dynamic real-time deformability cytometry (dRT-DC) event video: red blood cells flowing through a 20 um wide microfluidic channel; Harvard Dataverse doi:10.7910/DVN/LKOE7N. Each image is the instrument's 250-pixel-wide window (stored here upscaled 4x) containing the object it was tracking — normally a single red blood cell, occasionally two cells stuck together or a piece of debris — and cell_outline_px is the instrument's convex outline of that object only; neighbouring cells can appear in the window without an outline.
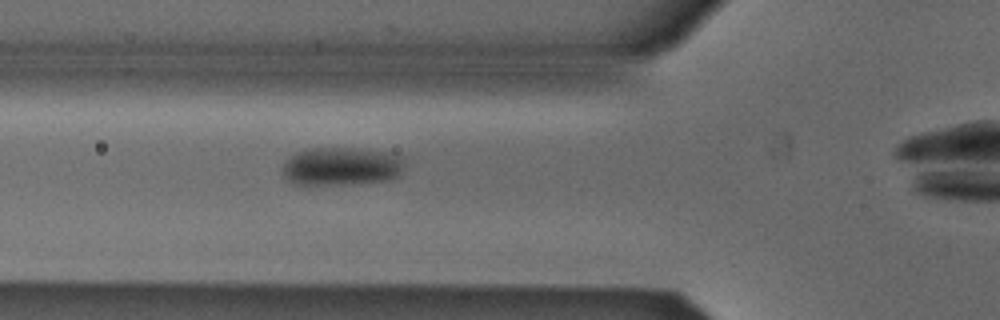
{"species": "Egyptian fruit bat (a non-hibernating species)", "species_latin": "Rousettus aegyptiacus", "temperature_condition": "cold", "stored_images_in_passage": 36, "camera_frame_rate_fps": 3000, "um_per_image_px": 0.085, "animal": {"sex": "male"}, "frame": {"image": 1, "passage_image": 9, "time_ms": 2.667, "image_size_px": [1000, 320], "cell_outline_px": [[404, 164], [400, 172], [396, 176], [388, 180], [344, 184], [296, 184], [288, 180], [284, 176], [280, 168], [284, 160], [296, 152], [308, 148], [352, 148], [388, 152], [404, 156]], "centroid_in_image_um": [28.98, 14.12], "position_along_channel_um": 96.8, "area_um2": 27.34}}
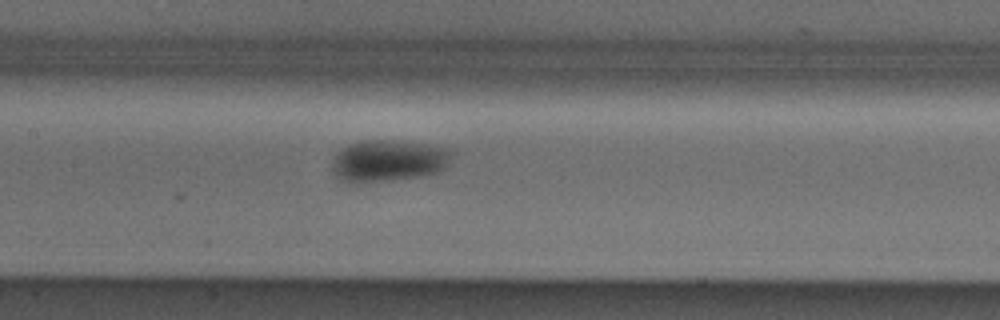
{"frame": {"image": 2, "passage_image": 15, "time_ms": 4.667, "image_size_px": [1000, 320], "cell_outline_px": [[452, 156], [448, 164], [440, 172], [420, 176], [360, 184], [352, 184], [340, 180], [336, 176], [332, 168], [332, 160], [336, 152], [340, 148], [348, 144], [364, 140], [392, 140], [428, 144], [448, 148], [452, 152]], "centroid_in_image_um": [32.97, 13.67], "position_along_channel_um": 174.4, "area_um2": 29.65}}
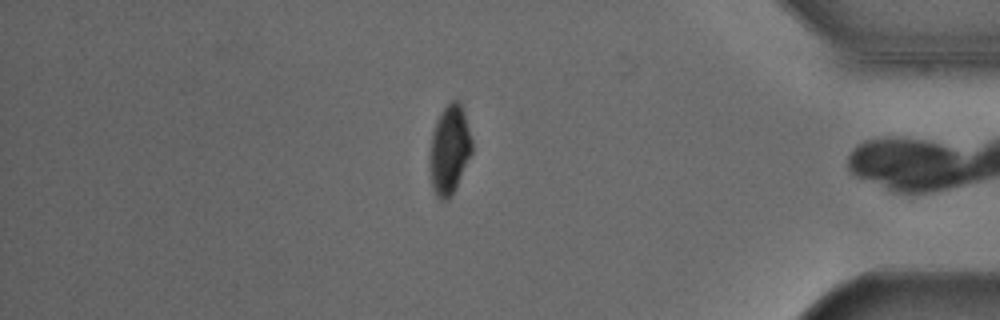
{"frame": {"image": 3, "passage_image": 35, "time_ms": 11.333, "image_size_px": [1000, 320], "cell_outline_px": [[472, 152], [452, 192], [444, 200], [440, 200], [436, 196], [432, 184], [428, 160], [428, 156], [432, 132], [436, 120], [440, 112], [456, 96], [460, 100], [464, 112], [472, 140]], "centroid_in_image_um": [38.17, 12.64], "position_along_channel_um": 397.0, "area_um2": 21.79}, "authors_computed_cell_mechanics": {"area_um2": 27.7151, "velocity_mm_per_s": 3.8678, "shape_relaxation_time_tau1_ms": 2.3421, "shape_relaxation_time_tau2_ms": null, "deformation_change_tau1": 0.0769, "deformation_change_tau2": null}}